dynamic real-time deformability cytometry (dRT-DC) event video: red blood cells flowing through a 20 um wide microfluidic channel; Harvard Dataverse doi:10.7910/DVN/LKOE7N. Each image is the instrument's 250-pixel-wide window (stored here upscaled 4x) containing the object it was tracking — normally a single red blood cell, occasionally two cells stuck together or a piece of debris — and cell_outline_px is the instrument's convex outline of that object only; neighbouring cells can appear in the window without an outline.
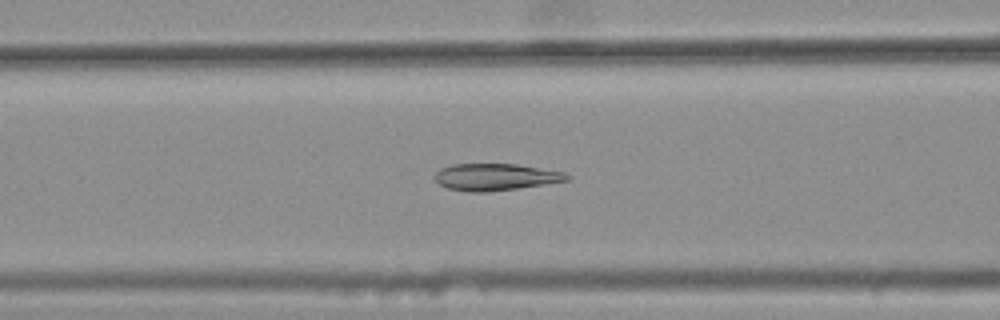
{"species": "common noctule bat (a hibernating species)", "species_latin": "Nyctalus noctula", "temperature_condition": "warm", "stored_images_in_passage": 46, "camera_frame_rate_fps": 3000, "um_per_image_px": 0.085, "animal": {"sex": "female", "body_mass_g": 25.1}, "frame": {"image": 1, "passage_image": 21, "time_ms": 6.667, "image_size_px": [1000, 320], "cell_outline_px": [[572, 176], [568, 180], [544, 184], [488, 192], [468, 192], [448, 188], [440, 184], [436, 180], [436, 172], [440, 168], [452, 164], [516, 164], [564, 172]], "centroid_in_image_um": [42.12, 15.04], "position_along_channel_um": 124.5, "area_um2": 20.52}}
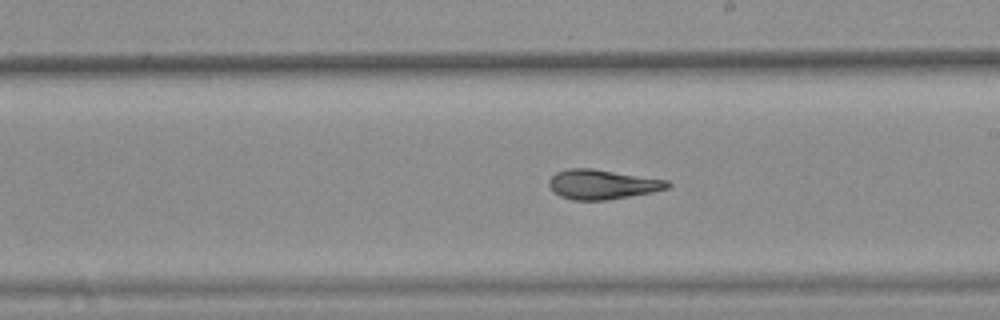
{"frame": {"image": 2, "passage_image": 30, "time_ms": 9.667, "image_size_px": [1000, 320], "cell_outline_px": [[672, 184], [668, 188], [652, 192], [604, 200], [572, 200], [560, 196], [552, 192], [548, 184], [548, 180], [556, 172], [568, 168], [592, 168], [668, 180]], "centroid_in_image_um": [51.16, 15.66], "position_along_channel_um": 237.8, "area_um2": 20.52}}
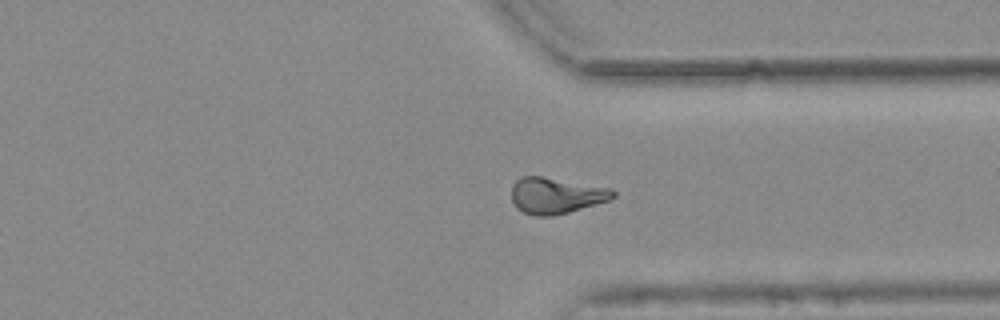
{"frame": {"image": 3, "passage_image": 40, "time_ms": 13.0, "image_size_px": [1000, 320], "cell_outline_px": [[616, 196], [608, 200], [596, 204], [568, 212], [552, 216], [536, 216], [524, 212], [516, 208], [512, 200], [512, 184], [520, 176], [540, 176], [608, 188], [616, 192]], "centroid_in_image_um": [47.21, 16.62], "position_along_channel_um": 364.2, "area_um2": 21.1}, "authors_computed_cell_mechanics": {"area_um2": 21.1548, "velocity_mm_per_s": 3.7835, "shape_relaxation_time_tau1_ms": null, "shape_relaxation_time_tau2_ms": 2.2226, "deformation_change_tau1": null, "deformation_change_tau2": 0.0582}}